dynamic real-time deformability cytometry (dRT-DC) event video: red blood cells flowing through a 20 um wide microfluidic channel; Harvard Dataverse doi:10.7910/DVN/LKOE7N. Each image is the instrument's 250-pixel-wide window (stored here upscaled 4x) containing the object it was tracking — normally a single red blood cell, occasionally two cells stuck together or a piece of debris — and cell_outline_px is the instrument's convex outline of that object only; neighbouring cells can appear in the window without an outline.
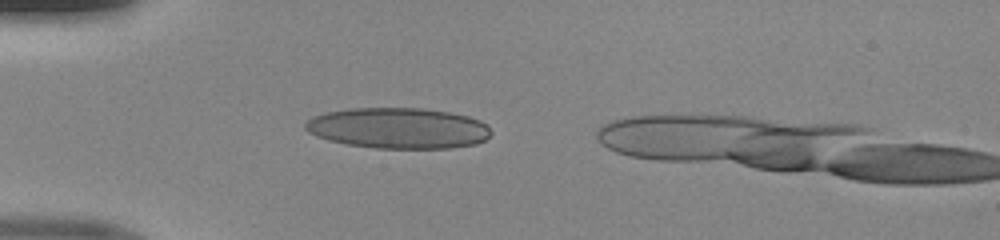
{"species": "human", "species_latin": "Homo sapiens", "temperature_condition": "room temperature", "stored_images_in_passage": 7, "camera_frame_rate_fps": 3000, "um_per_image_px": 0.085, "donor": {"sex": "male"}, "frame": {"image": 1, "passage_image": 5, "time_ms": 1.333, "image_size_px": [1000, 240], "cell_outline_px": [[492, 132], [484, 140], [476, 144], [452, 148], [376, 148], [348, 144], [328, 140], [316, 136], [308, 132], [304, 128], [304, 124], [312, 116], [324, 112], [352, 108], [424, 108], [448, 112], [468, 116], [480, 120]], "centroid_in_image_um": [33.82, 10.89], "position_along_channel_um": 51.2, "area_um2": 44.22}}